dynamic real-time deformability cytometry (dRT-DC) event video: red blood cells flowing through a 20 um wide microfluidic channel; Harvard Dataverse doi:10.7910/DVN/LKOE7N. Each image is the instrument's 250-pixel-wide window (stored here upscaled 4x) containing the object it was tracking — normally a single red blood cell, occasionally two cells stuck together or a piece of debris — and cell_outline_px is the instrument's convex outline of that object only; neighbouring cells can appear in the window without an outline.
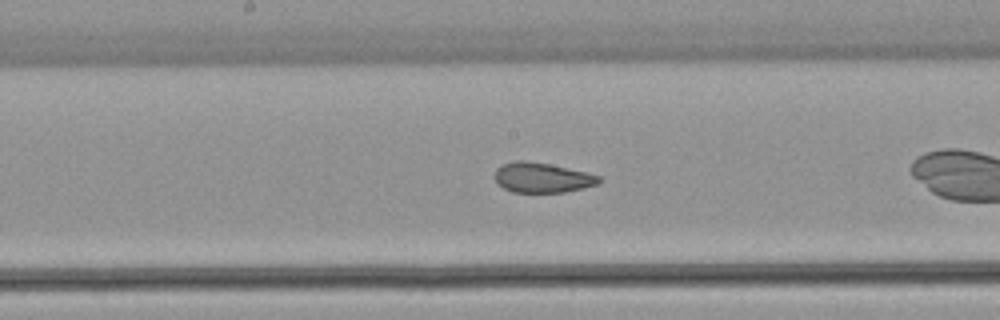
{"species": "common noctule bat (a hibernating species)", "species_latin": "Nyctalus noctula", "temperature_condition": "warm", "stored_images_in_passage": 26, "camera_frame_rate_fps": 3000, "um_per_image_px": 0.085, "animal": {"sex": "female", "body_mass_g": 22.7, "forearm_length_mm": 54.2}, "frame": {"image": 1, "passage_image": 12, "time_ms": 3.667, "image_size_px": [1000, 320], "cell_outline_px": [[600, 184], [584, 188], [564, 192], [512, 192], [496, 184], [492, 176], [496, 168], [500, 164], [516, 160], [524, 160], [548, 164], [568, 168], [600, 176]], "centroid_in_image_um": [46.01, 15.1], "position_along_channel_um": 202.2, "area_um2": 18.44}}
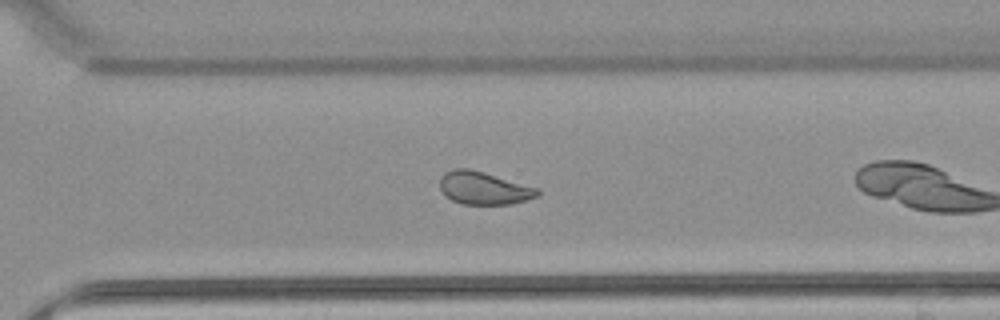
{"frame": {"image": 2, "passage_image": 22, "time_ms": 7.0, "image_size_px": [1000, 320], "cell_outline_px": [[540, 196], [512, 204], [460, 204], [444, 196], [440, 188], [440, 176], [444, 172], [452, 168], [468, 168], [484, 172], [540, 188]], "centroid_in_image_um": [41.12, 15.98], "position_along_channel_um": 329.5, "area_um2": 19.02}}